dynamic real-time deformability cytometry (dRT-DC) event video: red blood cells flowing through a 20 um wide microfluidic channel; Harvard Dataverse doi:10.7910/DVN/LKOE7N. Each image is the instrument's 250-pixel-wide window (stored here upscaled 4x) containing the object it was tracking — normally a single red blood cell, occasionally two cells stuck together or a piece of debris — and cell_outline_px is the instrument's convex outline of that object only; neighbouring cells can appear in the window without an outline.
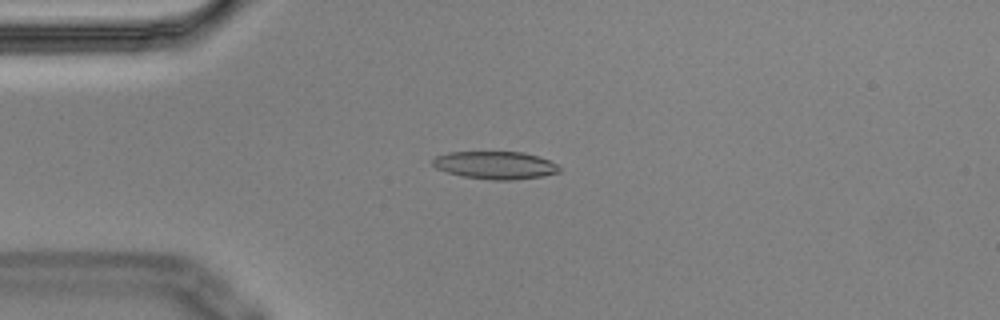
{"species": "Egyptian fruit bat (a non-hibernating species)", "species_latin": "Rousettus aegyptiacus", "temperature_condition": "cold", "stored_images_in_passage": 6, "camera_frame_rate_fps": 3000, "um_per_image_px": 0.085, "animal": {"sex": "male"}, "frame": {"image": 1, "passage_image": 4, "time_ms": 1.0, "image_size_px": [1000, 320], "cell_outline_px": [[560, 172], [544, 176], [512, 180], [492, 180], [460, 176], [436, 168], [432, 164], [432, 160], [436, 156], [448, 152], [524, 152], [548, 160], [556, 164], [560, 168]], "centroid_in_image_um": [42.08, 14.05], "position_along_channel_um": 42.9, "area_um2": 20.46}}